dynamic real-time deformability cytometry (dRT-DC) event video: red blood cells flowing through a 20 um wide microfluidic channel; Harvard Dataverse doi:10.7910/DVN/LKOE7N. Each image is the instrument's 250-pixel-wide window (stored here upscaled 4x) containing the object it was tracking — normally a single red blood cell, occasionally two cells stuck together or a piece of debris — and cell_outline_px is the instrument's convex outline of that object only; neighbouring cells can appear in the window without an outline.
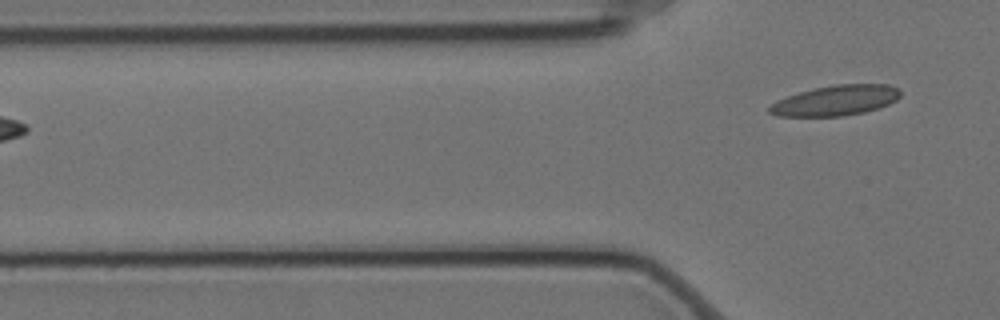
{"species": "Egyptian fruit bat (a non-hibernating species)", "species_latin": "Rousettus aegyptiacus", "temperature_condition": "cold", "stored_images_in_passage": 3, "segment_of_instrument_passage": [2, 2], "camera_frame_rate_fps": 3000, "um_per_image_px": 0.085, "animal": {"sex": "female"}, "frame": {"image": 1, "passage_image": 3, "time_ms": 0.667, "image_size_px": [1000, 320], "cell_outline_px": [[900, 96], [896, 100], [888, 104], [864, 112], [844, 116], [776, 116], [768, 112], [768, 108], [772, 104], [788, 96], [812, 88], [836, 84], [888, 84], [900, 88]], "centroid_in_image_um": [71.06, 8.53], "position_along_channel_um": 54.7, "area_um2": 23.0}}